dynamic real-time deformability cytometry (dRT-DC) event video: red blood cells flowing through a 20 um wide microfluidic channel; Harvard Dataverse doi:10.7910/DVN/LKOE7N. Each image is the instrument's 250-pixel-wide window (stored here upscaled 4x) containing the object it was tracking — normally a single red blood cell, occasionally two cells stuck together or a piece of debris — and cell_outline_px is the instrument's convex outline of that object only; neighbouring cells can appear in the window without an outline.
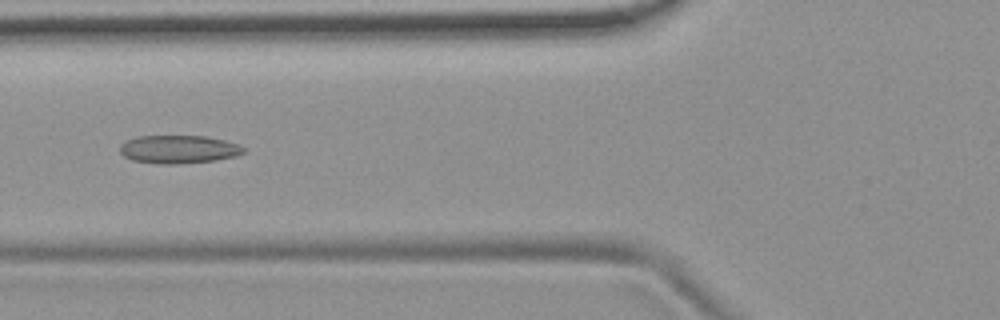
{"species": "common noctule bat (a hibernating species)", "species_latin": "Nyctalus noctula", "temperature_condition": "room temperature", "stored_images_in_passage": 43, "camera_frame_rate_fps": 3000, "um_per_image_px": 0.085, "animal": {"sex": "female", "body_mass_g": 19.9}, "frame": {"image": 1, "passage_image": 13, "time_ms": 4.0, "image_size_px": [1000, 320], "cell_outline_px": [[244, 152], [236, 156], [216, 160], [180, 164], [160, 164], [132, 160], [124, 156], [120, 152], [120, 144], [136, 136], [208, 136], [240, 144], [244, 148]], "centroid_in_image_um": [15.19, 12.69], "position_along_channel_um": 110.6, "area_um2": 20.4}}
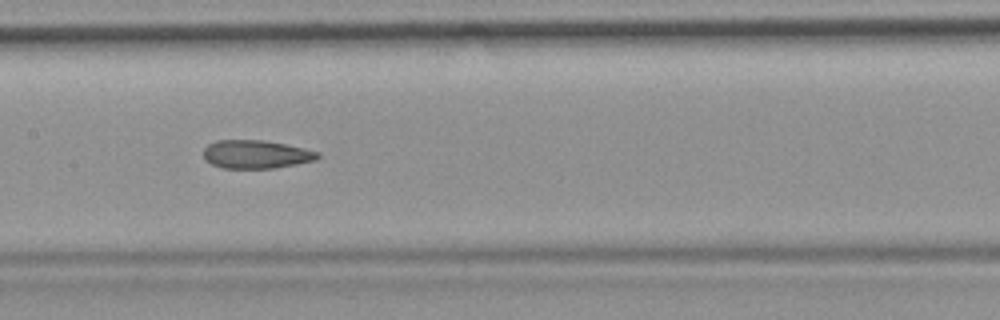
{"frame": {"image": 2, "passage_image": 19, "time_ms": 6.0, "image_size_px": [1000, 320], "cell_outline_px": [[320, 156], [316, 160], [296, 164], [272, 168], [220, 168], [204, 160], [204, 148], [208, 144], [216, 140], [264, 140], [304, 148], [320, 152]], "centroid_in_image_um": [21.75, 13.11], "position_along_channel_um": 185.7, "area_um2": 18.9}, "authors_computed_cell_mechanics": {"area_um2": 19.7098, "velocity_mm_per_s": 3.7448, "shape_relaxation_time_tau1_ms": null, "shape_relaxation_time_tau2_ms": 3.3642, "deformation_change_tau1": null, "deformation_change_tau2": 0.1229}}